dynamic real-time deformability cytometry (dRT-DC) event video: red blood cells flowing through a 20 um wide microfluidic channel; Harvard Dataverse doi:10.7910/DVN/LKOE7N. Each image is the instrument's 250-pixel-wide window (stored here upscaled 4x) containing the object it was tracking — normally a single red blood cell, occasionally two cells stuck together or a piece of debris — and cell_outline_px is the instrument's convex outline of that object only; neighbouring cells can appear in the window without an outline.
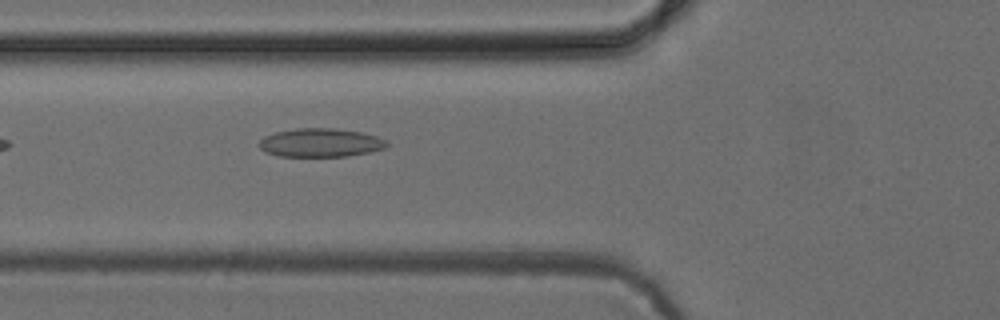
{"species": "common noctule bat (a hibernating species)", "species_latin": "Nyctalus noctula", "temperature_condition": "cold", "stored_images_in_passage": 4, "camera_frame_rate_fps": 3000, "um_per_image_px": 0.085, "animal": {"sex": "female", "body_mass_g": 24.6, "forearm_length_mm": 56.2}, "frame": {"image": 1, "passage_image": 4, "time_ms": 3.333, "image_size_px": [1000, 320], "cell_outline_px": [[388, 144], [384, 148], [368, 152], [348, 156], [276, 156], [264, 152], [256, 144], [264, 136], [276, 132], [296, 128], [332, 128], [364, 132], [376, 136], [384, 140]], "centroid_in_image_um": [27.18, 12.12], "position_along_channel_um": 98.6, "area_um2": 21.33}}